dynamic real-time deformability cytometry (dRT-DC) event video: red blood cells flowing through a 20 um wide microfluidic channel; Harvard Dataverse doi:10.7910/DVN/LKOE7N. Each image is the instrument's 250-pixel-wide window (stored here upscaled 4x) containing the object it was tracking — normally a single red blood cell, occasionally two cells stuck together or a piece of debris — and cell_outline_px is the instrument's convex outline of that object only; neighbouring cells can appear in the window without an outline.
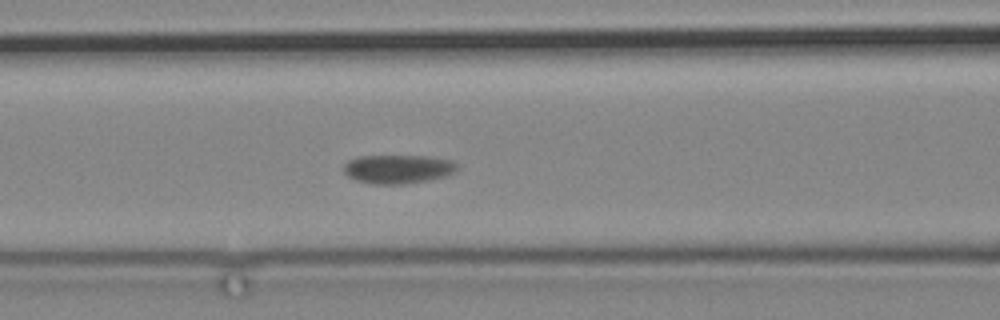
{"species": "common noctule bat (a hibernating species)", "species_latin": "Nyctalus noctula", "temperature_condition": "cold", "stored_images_in_passage": 3, "camera_frame_rate_fps": 3000, "um_per_image_px": 0.085, "animal": {"sex": "male", "body_mass_g": 19.2, "forearm_length_mm": 51.8}, "frame": {"image": 1, "passage_image": 3, "time_ms": 2.333, "image_size_px": [1000, 320], "cell_outline_px": [[460, 168], [456, 172], [444, 176], [428, 180], [404, 184], [368, 184], [356, 180], [348, 176], [344, 172], [344, 164], [348, 160], [356, 156], [428, 156], [452, 160]], "centroid_in_image_um": [33.82, 14.37], "position_along_channel_um": 132.8, "area_um2": 19.25}}